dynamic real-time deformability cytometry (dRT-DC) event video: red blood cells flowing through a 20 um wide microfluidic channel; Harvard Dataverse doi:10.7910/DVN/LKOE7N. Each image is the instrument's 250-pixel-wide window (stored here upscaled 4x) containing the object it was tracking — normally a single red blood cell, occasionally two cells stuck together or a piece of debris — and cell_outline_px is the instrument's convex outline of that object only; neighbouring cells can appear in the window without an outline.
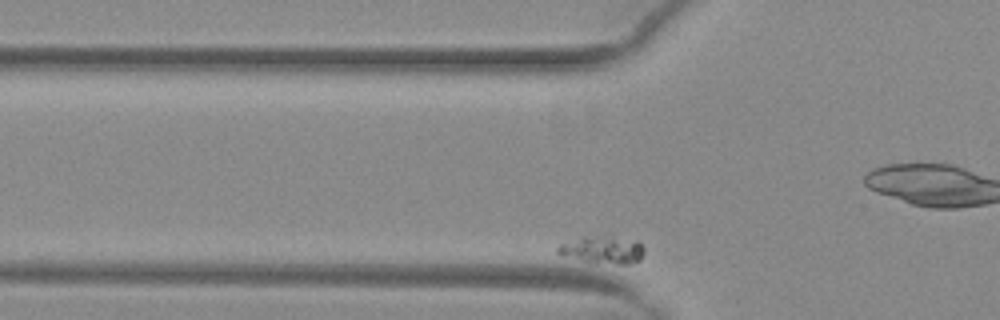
{"species": "common noctule bat (a hibernating species)", "species_latin": "Nyctalus noctula", "temperature_condition": "warm", "stored_images_in_passage": 35, "camera_frame_rate_fps": 3000, "um_per_image_px": 0.085, "animal": {"sex": "female", "body_mass_g": 29.2, "forearm_length_mm": 56.3}, "frame": {"image": 1, "passage_image": 3, "time_ms": 0.667, "image_size_px": [1000, 320], "cell_outline_px": [[644, 252], [640, 260], [628, 264], [616, 264], [584, 260], [560, 256], [556, 252], [556, 248], [560, 244], [584, 236], [600, 236], [636, 240], [644, 248]], "centroid_in_image_um": [51.2, 21.23], "position_along_channel_um": 74.6, "area_um2": 13.64}}
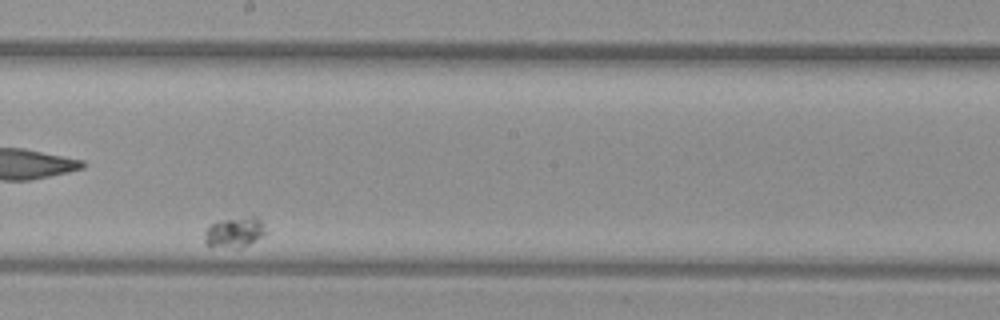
{"frame": {"image": 2, "passage_image": 20, "time_ms": 6.333, "image_size_px": [1000, 320], "cell_outline_px": [[268, 232], [248, 244], [240, 248], [236, 248], [204, 244], [204, 228], [212, 224], [224, 220], [252, 216], [256, 216], [260, 220]], "centroid_in_image_um": [19.93, 19.74], "position_along_channel_um": 228.3, "area_um2": 10.64}}
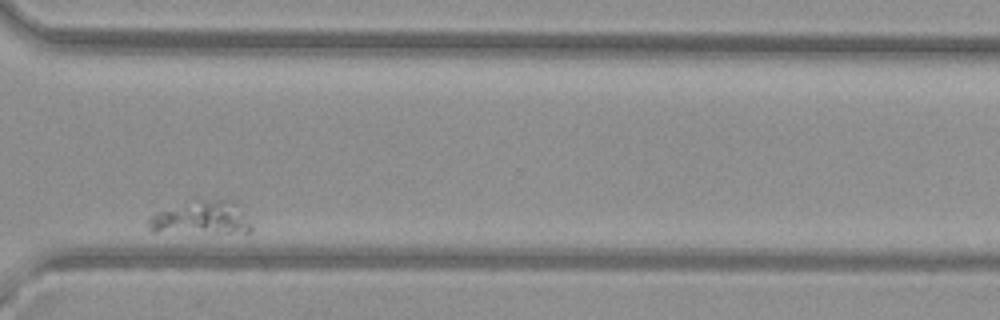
{"frame": {"image": 3, "passage_image": 33, "time_ms": 10.667, "image_size_px": [1000, 320], "cell_outline_px": [[252, 228], [248, 232], [152, 232], [144, 224], [148, 216], [156, 212], [196, 196], [228, 196], [236, 200]], "centroid_in_image_um": [17.05, 18.41], "position_along_channel_um": 353.6, "area_um2": 21.56}}